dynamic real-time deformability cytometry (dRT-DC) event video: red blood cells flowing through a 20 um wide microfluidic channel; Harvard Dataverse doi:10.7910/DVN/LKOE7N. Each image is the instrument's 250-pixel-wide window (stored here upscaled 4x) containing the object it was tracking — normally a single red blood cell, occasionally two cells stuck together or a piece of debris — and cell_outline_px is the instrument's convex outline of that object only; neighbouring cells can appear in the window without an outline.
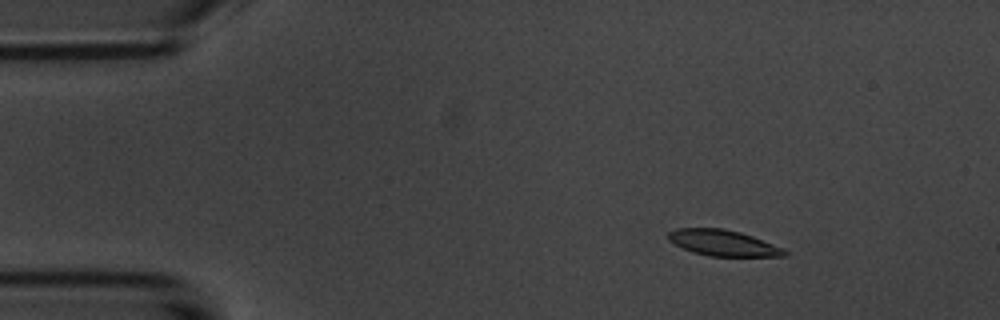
{"species": "common noctule bat (a hibernating species)", "species_latin": "Nyctalus noctula", "temperature_condition": "room temperature", "stored_images_in_passage": 6, "camera_frame_rate_fps": 3000, "um_per_image_px": 0.085, "animal": {"sex": "male", "body_mass_g": 20.1, "forearm_length_mm": 53.5}, "frame": {"image": 1, "passage_image": 3, "time_ms": 2.333, "image_size_px": [1000, 320], "cell_outline_px": [[788, 256], [708, 256], [692, 252], [668, 240], [668, 232], [676, 228], [724, 228], [740, 232], [752, 236], [780, 248], [788, 252]], "centroid_in_image_um": [61.42, 20.64], "position_along_channel_um": 23.6, "area_um2": 17.34}}
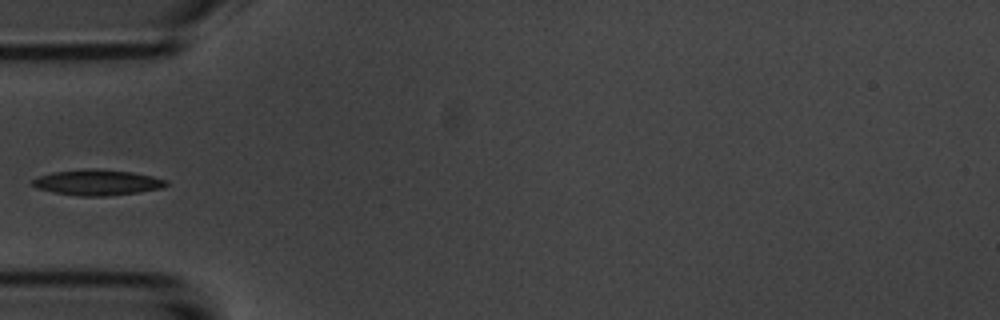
{"frame": {"image": 2, "passage_image": 6, "time_ms": 5.667, "image_size_px": [1000, 320], "cell_outline_px": [[168, 184], [160, 188], [140, 192], [104, 196], [80, 196], [52, 192], [36, 188], [32, 184], [32, 180], [40, 176], [52, 172], [92, 168], [132, 172], [152, 176], [168, 180]], "centroid_in_image_um": [8.27, 15.51], "position_along_channel_um": 76.7, "area_um2": 19.88}}